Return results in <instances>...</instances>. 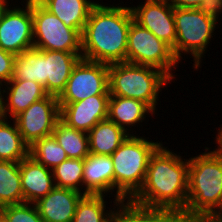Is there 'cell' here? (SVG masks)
Here are the masks:
<instances>
[{
	"label": "cell",
	"mask_w": 222,
	"mask_h": 222,
	"mask_svg": "<svg viewBox=\"0 0 222 222\" xmlns=\"http://www.w3.org/2000/svg\"><path fill=\"white\" fill-rule=\"evenodd\" d=\"M163 146L162 143L151 155L144 184L130 201L145 208L184 212L189 159H183L177 152Z\"/></svg>",
	"instance_id": "obj_1"
},
{
	"label": "cell",
	"mask_w": 222,
	"mask_h": 222,
	"mask_svg": "<svg viewBox=\"0 0 222 222\" xmlns=\"http://www.w3.org/2000/svg\"><path fill=\"white\" fill-rule=\"evenodd\" d=\"M97 3L86 21L82 38V59L105 64L126 62L130 6Z\"/></svg>",
	"instance_id": "obj_2"
},
{
	"label": "cell",
	"mask_w": 222,
	"mask_h": 222,
	"mask_svg": "<svg viewBox=\"0 0 222 222\" xmlns=\"http://www.w3.org/2000/svg\"><path fill=\"white\" fill-rule=\"evenodd\" d=\"M204 151L189 158L184 213L192 218H217L222 213V152L208 147Z\"/></svg>",
	"instance_id": "obj_3"
},
{
	"label": "cell",
	"mask_w": 222,
	"mask_h": 222,
	"mask_svg": "<svg viewBox=\"0 0 222 222\" xmlns=\"http://www.w3.org/2000/svg\"><path fill=\"white\" fill-rule=\"evenodd\" d=\"M153 142L137 133L126 140L110 155L114 169V199L130 201L142 188L149 159L163 142Z\"/></svg>",
	"instance_id": "obj_4"
},
{
	"label": "cell",
	"mask_w": 222,
	"mask_h": 222,
	"mask_svg": "<svg viewBox=\"0 0 222 222\" xmlns=\"http://www.w3.org/2000/svg\"><path fill=\"white\" fill-rule=\"evenodd\" d=\"M108 72L110 95L142 101L154 113L161 88L173 81L160 69L128 62L109 64Z\"/></svg>",
	"instance_id": "obj_5"
},
{
	"label": "cell",
	"mask_w": 222,
	"mask_h": 222,
	"mask_svg": "<svg viewBox=\"0 0 222 222\" xmlns=\"http://www.w3.org/2000/svg\"><path fill=\"white\" fill-rule=\"evenodd\" d=\"M222 10L174 8L176 43L173 54L180 62L184 54L192 55L194 69L200 68ZM217 26V27H216Z\"/></svg>",
	"instance_id": "obj_6"
},
{
	"label": "cell",
	"mask_w": 222,
	"mask_h": 222,
	"mask_svg": "<svg viewBox=\"0 0 222 222\" xmlns=\"http://www.w3.org/2000/svg\"><path fill=\"white\" fill-rule=\"evenodd\" d=\"M33 48L82 54L81 32L67 27L38 0H32Z\"/></svg>",
	"instance_id": "obj_7"
},
{
	"label": "cell",
	"mask_w": 222,
	"mask_h": 222,
	"mask_svg": "<svg viewBox=\"0 0 222 222\" xmlns=\"http://www.w3.org/2000/svg\"><path fill=\"white\" fill-rule=\"evenodd\" d=\"M126 62L155 67L176 80L172 72L179 61L172 48L134 20L129 27Z\"/></svg>",
	"instance_id": "obj_8"
},
{
	"label": "cell",
	"mask_w": 222,
	"mask_h": 222,
	"mask_svg": "<svg viewBox=\"0 0 222 222\" xmlns=\"http://www.w3.org/2000/svg\"><path fill=\"white\" fill-rule=\"evenodd\" d=\"M93 95H110L108 64L80 59L73 67L58 103H72Z\"/></svg>",
	"instance_id": "obj_9"
},
{
	"label": "cell",
	"mask_w": 222,
	"mask_h": 222,
	"mask_svg": "<svg viewBox=\"0 0 222 222\" xmlns=\"http://www.w3.org/2000/svg\"><path fill=\"white\" fill-rule=\"evenodd\" d=\"M59 119L58 98L49 94L13 118L24 142L29 147L37 140L51 136Z\"/></svg>",
	"instance_id": "obj_10"
},
{
	"label": "cell",
	"mask_w": 222,
	"mask_h": 222,
	"mask_svg": "<svg viewBox=\"0 0 222 222\" xmlns=\"http://www.w3.org/2000/svg\"><path fill=\"white\" fill-rule=\"evenodd\" d=\"M24 1L22 8L10 4L0 18V47L14 55L33 48L32 0Z\"/></svg>",
	"instance_id": "obj_11"
},
{
	"label": "cell",
	"mask_w": 222,
	"mask_h": 222,
	"mask_svg": "<svg viewBox=\"0 0 222 222\" xmlns=\"http://www.w3.org/2000/svg\"><path fill=\"white\" fill-rule=\"evenodd\" d=\"M143 3L130 7L133 20L173 48L176 43L174 8L167 0H145Z\"/></svg>",
	"instance_id": "obj_12"
},
{
	"label": "cell",
	"mask_w": 222,
	"mask_h": 222,
	"mask_svg": "<svg viewBox=\"0 0 222 222\" xmlns=\"http://www.w3.org/2000/svg\"><path fill=\"white\" fill-rule=\"evenodd\" d=\"M110 95H93L72 103H59L60 119L68 126L88 133L108 116Z\"/></svg>",
	"instance_id": "obj_13"
},
{
	"label": "cell",
	"mask_w": 222,
	"mask_h": 222,
	"mask_svg": "<svg viewBox=\"0 0 222 222\" xmlns=\"http://www.w3.org/2000/svg\"><path fill=\"white\" fill-rule=\"evenodd\" d=\"M84 195L72 189L55 186L34 204L44 222H72L77 204Z\"/></svg>",
	"instance_id": "obj_14"
},
{
	"label": "cell",
	"mask_w": 222,
	"mask_h": 222,
	"mask_svg": "<svg viewBox=\"0 0 222 222\" xmlns=\"http://www.w3.org/2000/svg\"><path fill=\"white\" fill-rule=\"evenodd\" d=\"M2 86L3 116L10 120L48 95L41 84L32 80H10Z\"/></svg>",
	"instance_id": "obj_15"
},
{
	"label": "cell",
	"mask_w": 222,
	"mask_h": 222,
	"mask_svg": "<svg viewBox=\"0 0 222 222\" xmlns=\"http://www.w3.org/2000/svg\"><path fill=\"white\" fill-rule=\"evenodd\" d=\"M114 192V169L110 156L89 154L84 158L83 194L108 195Z\"/></svg>",
	"instance_id": "obj_16"
},
{
	"label": "cell",
	"mask_w": 222,
	"mask_h": 222,
	"mask_svg": "<svg viewBox=\"0 0 222 222\" xmlns=\"http://www.w3.org/2000/svg\"><path fill=\"white\" fill-rule=\"evenodd\" d=\"M20 176L24 202L35 203L55 187L52 170L30 155L20 161Z\"/></svg>",
	"instance_id": "obj_17"
},
{
	"label": "cell",
	"mask_w": 222,
	"mask_h": 222,
	"mask_svg": "<svg viewBox=\"0 0 222 222\" xmlns=\"http://www.w3.org/2000/svg\"><path fill=\"white\" fill-rule=\"evenodd\" d=\"M82 54L44 50V78H47V93L59 96L65 89L73 67Z\"/></svg>",
	"instance_id": "obj_18"
},
{
	"label": "cell",
	"mask_w": 222,
	"mask_h": 222,
	"mask_svg": "<svg viewBox=\"0 0 222 222\" xmlns=\"http://www.w3.org/2000/svg\"><path fill=\"white\" fill-rule=\"evenodd\" d=\"M148 114L154 115L156 113L144 102L133 98L110 95L107 119L124 129L129 135H133V127L142 123Z\"/></svg>",
	"instance_id": "obj_19"
},
{
	"label": "cell",
	"mask_w": 222,
	"mask_h": 222,
	"mask_svg": "<svg viewBox=\"0 0 222 222\" xmlns=\"http://www.w3.org/2000/svg\"><path fill=\"white\" fill-rule=\"evenodd\" d=\"M47 10L56 15L67 27L81 33L91 10L99 1L90 0H38Z\"/></svg>",
	"instance_id": "obj_20"
},
{
	"label": "cell",
	"mask_w": 222,
	"mask_h": 222,
	"mask_svg": "<svg viewBox=\"0 0 222 222\" xmlns=\"http://www.w3.org/2000/svg\"><path fill=\"white\" fill-rule=\"evenodd\" d=\"M129 136L114 122L106 119L98 122L89 132V152L110 156Z\"/></svg>",
	"instance_id": "obj_21"
},
{
	"label": "cell",
	"mask_w": 222,
	"mask_h": 222,
	"mask_svg": "<svg viewBox=\"0 0 222 222\" xmlns=\"http://www.w3.org/2000/svg\"><path fill=\"white\" fill-rule=\"evenodd\" d=\"M11 80H32L41 84L47 92V78H44V50L31 48L16 55Z\"/></svg>",
	"instance_id": "obj_22"
},
{
	"label": "cell",
	"mask_w": 222,
	"mask_h": 222,
	"mask_svg": "<svg viewBox=\"0 0 222 222\" xmlns=\"http://www.w3.org/2000/svg\"><path fill=\"white\" fill-rule=\"evenodd\" d=\"M12 121L13 124L6 118L0 120V160L20 162L29 155V146Z\"/></svg>",
	"instance_id": "obj_23"
},
{
	"label": "cell",
	"mask_w": 222,
	"mask_h": 222,
	"mask_svg": "<svg viewBox=\"0 0 222 222\" xmlns=\"http://www.w3.org/2000/svg\"><path fill=\"white\" fill-rule=\"evenodd\" d=\"M52 135L68 158L84 159L90 154L88 133L68 126L61 119L57 121Z\"/></svg>",
	"instance_id": "obj_24"
},
{
	"label": "cell",
	"mask_w": 222,
	"mask_h": 222,
	"mask_svg": "<svg viewBox=\"0 0 222 222\" xmlns=\"http://www.w3.org/2000/svg\"><path fill=\"white\" fill-rule=\"evenodd\" d=\"M23 202L20 162L0 160V208Z\"/></svg>",
	"instance_id": "obj_25"
},
{
	"label": "cell",
	"mask_w": 222,
	"mask_h": 222,
	"mask_svg": "<svg viewBox=\"0 0 222 222\" xmlns=\"http://www.w3.org/2000/svg\"><path fill=\"white\" fill-rule=\"evenodd\" d=\"M106 195H84L77 204L72 222H105L116 211L120 201H113L114 207L106 210Z\"/></svg>",
	"instance_id": "obj_26"
},
{
	"label": "cell",
	"mask_w": 222,
	"mask_h": 222,
	"mask_svg": "<svg viewBox=\"0 0 222 222\" xmlns=\"http://www.w3.org/2000/svg\"><path fill=\"white\" fill-rule=\"evenodd\" d=\"M84 159L68 158L52 169L56 187L83 193Z\"/></svg>",
	"instance_id": "obj_27"
},
{
	"label": "cell",
	"mask_w": 222,
	"mask_h": 222,
	"mask_svg": "<svg viewBox=\"0 0 222 222\" xmlns=\"http://www.w3.org/2000/svg\"><path fill=\"white\" fill-rule=\"evenodd\" d=\"M29 155L50 170L68 159L53 135L37 140L29 147Z\"/></svg>",
	"instance_id": "obj_28"
},
{
	"label": "cell",
	"mask_w": 222,
	"mask_h": 222,
	"mask_svg": "<svg viewBox=\"0 0 222 222\" xmlns=\"http://www.w3.org/2000/svg\"><path fill=\"white\" fill-rule=\"evenodd\" d=\"M173 211L167 209L145 208L122 201V222H163Z\"/></svg>",
	"instance_id": "obj_29"
},
{
	"label": "cell",
	"mask_w": 222,
	"mask_h": 222,
	"mask_svg": "<svg viewBox=\"0 0 222 222\" xmlns=\"http://www.w3.org/2000/svg\"><path fill=\"white\" fill-rule=\"evenodd\" d=\"M0 213L8 222H44L34 203L5 205L0 208Z\"/></svg>",
	"instance_id": "obj_30"
},
{
	"label": "cell",
	"mask_w": 222,
	"mask_h": 222,
	"mask_svg": "<svg viewBox=\"0 0 222 222\" xmlns=\"http://www.w3.org/2000/svg\"><path fill=\"white\" fill-rule=\"evenodd\" d=\"M173 8L222 10V0H167Z\"/></svg>",
	"instance_id": "obj_31"
},
{
	"label": "cell",
	"mask_w": 222,
	"mask_h": 222,
	"mask_svg": "<svg viewBox=\"0 0 222 222\" xmlns=\"http://www.w3.org/2000/svg\"><path fill=\"white\" fill-rule=\"evenodd\" d=\"M16 55L4 51L0 47V85H4L12 79Z\"/></svg>",
	"instance_id": "obj_32"
},
{
	"label": "cell",
	"mask_w": 222,
	"mask_h": 222,
	"mask_svg": "<svg viewBox=\"0 0 222 222\" xmlns=\"http://www.w3.org/2000/svg\"><path fill=\"white\" fill-rule=\"evenodd\" d=\"M163 222H193V218L184 212H172Z\"/></svg>",
	"instance_id": "obj_33"
},
{
	"label": "cell",
	"mask_w": 222,
	"mask_h": 222,
	"mask_svg": "<svg viewBox=\"0 0 222 222\" xmlns=\"http://www.w3.org/2000/svg\"><path fill=\"white\" fill-rule=\"evenodd\" d=\"M105 222H122V202H120L117 211Z\"/></svg>",
	"instance_id": "obj_34"
},
{
	"label": "cell",
	"mask_w": 222,
	"mask_h": 222,
	"mask_svg": "<svg viewBox=\"0 0 222 222\" xmlns=\"http://www.w3.org/2000/svg\"><path fill=\"white\" fill-rule=\"evenodd\" d=\"M217 135H216V144L217 145V148L222 152V127H220L218 130H217Z\"/></svg>",
	"instance_id": "obj_35"
},
{
	"label": "cell",
	"mask_w": 222,
	"mask_h": 222,
	"mask_svg": "<svg viewBox=\"0 0 222 222\" xmlns=\"http://www.w3.org/2000/svg\"><path fill=\"white\" fill-rule=\"evenodd\" d=\"M193 222H221L218 218H193Z\"/></svg>",
	"instance_id": "obj_36"
},
{
	"label": "cell",
	"mask_w": 222,
	"mask_h": 222,
	"mask_svg": "<svg viewBox=\"0 0 222 222\" xmlns=\"http://www.w3.org/2000/svg\"><path fill=\"white\" fill-rule=\"evenodd\" d=\"M9 2H10V0H0V18H1V16H2L4 10H5L8 6H10V5H9V4H10Z\"/></svg>",
	"instance_id": "obj_37"
},
{
	"label": "cell",
	"mask_w": 222,
	"mask_h": 222,
	"mask_svg": "<svg viewBox=\"0 0 222 222\" xmlns=\"http://www.w3.org/2000/svg\"><path fill=\"white\" fill-rule=\"evenodd\" d=\"M1 88L3 89V87L0 85V120H2L4 118V116H3V103H2L3 94H2V89Z\"/></svg>",
	"instance_id": "obj_38"
},
{
	"label": "cell",
	"mask_w": 222,
	"mask_h": 222,
	"mask_svg": "<svg viewBox=\"0 0 222 222\" xmlns=\"http://www.w3.org/2000/svg\"><path fill=\"white\" fill-rule=\"evenodd\" d=\"M0 222H8L7 219L0 213Z\"/></svg>",
	"instance_id": "obj_39"
},
{
	"label": "cell",
	"mask_w": 222,
	"mask_h": 222,
	"mask_svg": "<svg viewBox=\"0 0 222 222\" xmlns=\"http://www.w3.org/2000/svg\"><path fill=\"white\" fill-rule=\"evenodd\" d=\"M217 218L222 222V213Z\"/></svg>",
	"instance_id": "obj_40"
}]
</instances>
